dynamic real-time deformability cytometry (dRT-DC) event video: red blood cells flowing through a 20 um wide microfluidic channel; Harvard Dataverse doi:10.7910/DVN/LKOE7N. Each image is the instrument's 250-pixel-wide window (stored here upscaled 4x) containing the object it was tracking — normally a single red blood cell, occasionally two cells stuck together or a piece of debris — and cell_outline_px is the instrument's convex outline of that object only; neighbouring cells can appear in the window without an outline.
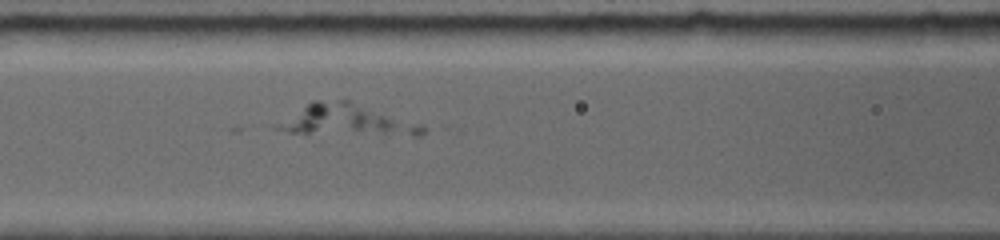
{"species": "common noctule bat (a hibernating species)", "species_latin": "Nyctalus noctula", "temperature_condition": "room temperature", "stored_images_in_passage": 23, "segment_of_instrument_passage": [2, 3], "camera_frame_rate_fps": 5000, "um_per_image_px": 0.085, "animal": {"sex": "female", "body_mass_g": 19.0, "forearm_length_mm": 56.7}, "frame": {"image": 1, "passage_image": 11, "time_ms": 3.8, "image_size_px": [1000, 240], "cell_outline_px": [[432, 128], [420, 136], [412, 136], [352, 128], [340, 104], [340, 100], [348, 100], [424, 124]], "centroid_in_image_um": [32.35, 10.24], "position_along_channel_um": 134.3, "area_um2": 12.02}}